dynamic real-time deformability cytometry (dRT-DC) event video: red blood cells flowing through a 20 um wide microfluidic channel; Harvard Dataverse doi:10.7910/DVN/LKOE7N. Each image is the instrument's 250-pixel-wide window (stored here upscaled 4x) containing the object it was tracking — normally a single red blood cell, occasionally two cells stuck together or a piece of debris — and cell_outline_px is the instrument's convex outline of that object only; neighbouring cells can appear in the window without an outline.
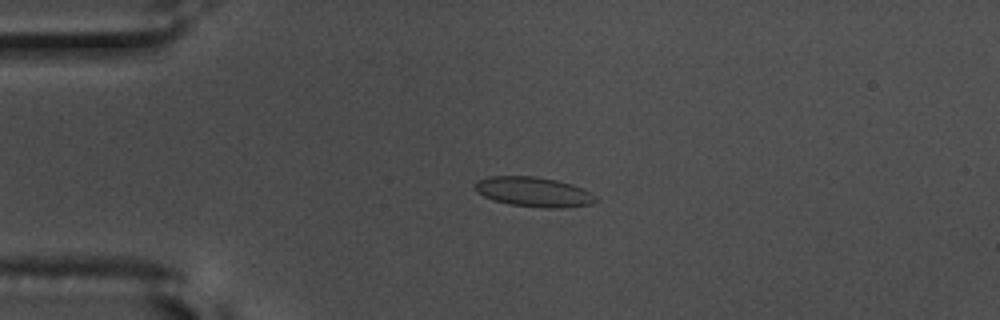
{"species": "common noctule bat (a hibernating species)", "species_latin": "Nyctalus noctula", "temperature_condition": "warm", "stored_images_in_passage": 44, "camera_frame_rate_fps": 3000, "um_per_image_px": 0.085, "animal": {"sex": "male", "body_mass_g": 17.5, "forearm_length_mm": 52.3}, "frame": {"image": 1, "passage_image": 1, "time_ms": 0.0, "image_size_px": [1000, 320], "cell_outline_px": [[600, 200], [592, 204], [560, 208], [544, 208], [508, 204], [492, 200], [476, 192], [476, 184], [480, 180], [488, 176], [536, 176], [556, 180], [572, 184], [584, 188], [596, 196]], "centroid_in_image_um": [45.41, 16.32], "position_along_channel_um": 39.6, "area_um2": 21.1}}
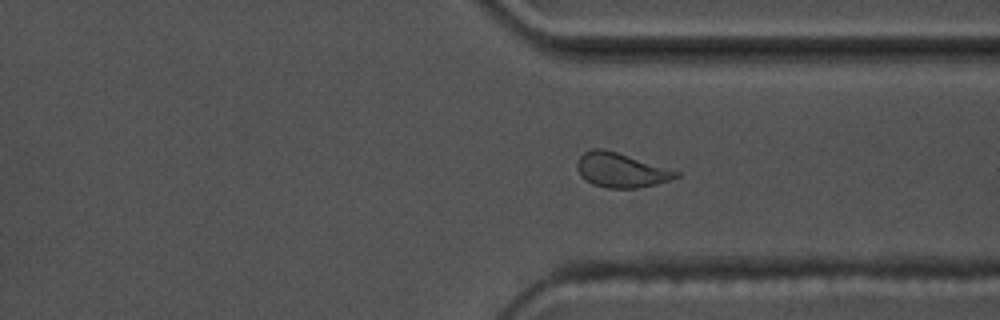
{"frame": {"image": 2, "passage_image": 30, "time_ms": 9.667, "image_size_px": [1000, 320], "cell_outline_px": [[680, 176], [656, 184], [636, 188], [604, 188], [592, 184], [584, 180], [580, 176], [576, 168], [576, 164], [580, 156], [584, 152], [592, 148], [604, 148], [680, 172]], "centroid_in_image_um": [52.72, 14.46], "position_along_channel_um": 358.7, "area_um2": 19.88}}
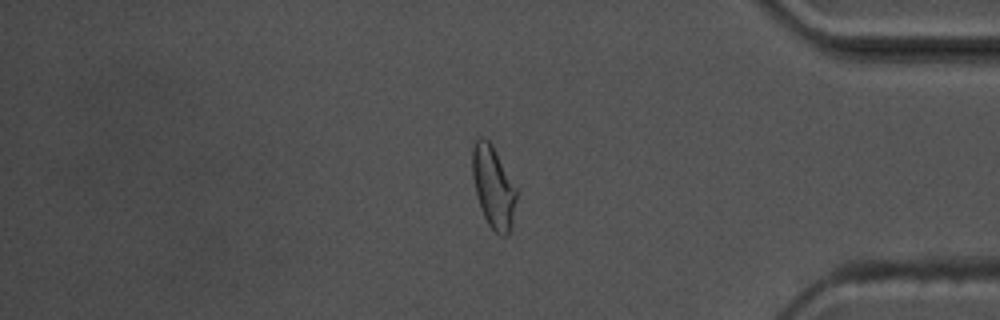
{"frame": {"image": 3, "passage_image": 35, "time_ms": 11.333, "image_size_px": [1000, 320], "cell_outline_px": [[516, 200], [512, 220], [508, 236], [500, 236], [488, 224], [484, 216], [476, 192], [472, 176], [472, 144], [480, 136], [488, 140], [492, 144], [516, 188]], "centroid_in_image_um": [41.91, 15.87], "position_along_channel_um": 393.3, "area_um2": 20.75}, "authors_computed_cell_mechanics": {"area_um2": 19.8543, "velocity_mm_per_s": 3.6133, "shape_relaxation_time_tau1_ms": 7.4157, "shape_relaxation_time_tau2_ms": 0.9592, "deformation_change_tau1": 0.1585, "deformation_change_tau2": 0.0555}}